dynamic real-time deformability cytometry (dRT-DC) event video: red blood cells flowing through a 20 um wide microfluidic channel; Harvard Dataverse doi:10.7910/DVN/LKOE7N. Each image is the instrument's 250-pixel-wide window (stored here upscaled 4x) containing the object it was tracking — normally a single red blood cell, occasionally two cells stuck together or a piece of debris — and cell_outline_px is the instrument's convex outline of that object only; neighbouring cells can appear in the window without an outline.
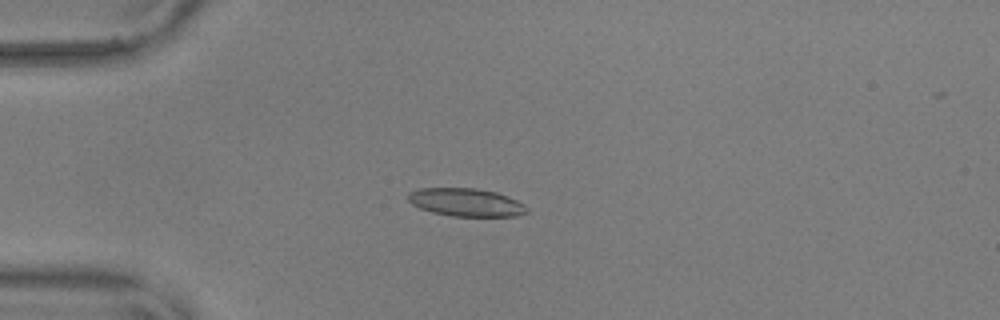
{"species": "common noctule bat (a hibernating species)", "species_latin": "Nyctalus noctula", "temperature_condition": "warm", "stored_images_in_passage": 57, "camera_frame_rate_fps": 3000, "um_per_image_px": 0.085, "animal": {"sex": "male", "body_mass_g": 17.9, "forearm_length_mm": 54.2}, "frame": {"image": 1, "passage_image": 16, "time_ms": 5.0, "image_size_px": [1000, 320], "cell_outline_px": [[528, 212], [516, 216], [452, 216], [432, 212], [420, 208], [412, 204], [408, 200], [408, 192], [420, 188], [476, 188], [496, 192], [508, 196], [524, 204], [528, 208]], "centroid_in_image_um": [39.61, 17.19], "position_along_channel_um": 45.4, "area_um2": 19.42}}
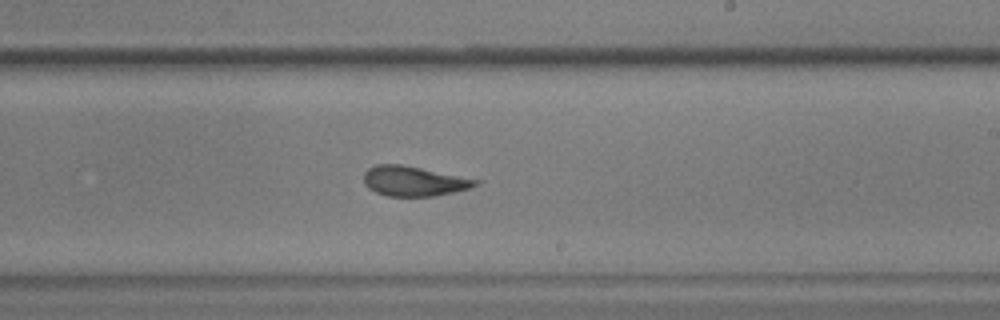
{"frame": {"image": 2, "passage_image": 35, "time_ms": 11.333, "image_size_px": [1000, 320], "cell_outline_px": [[484, 180], [480, 184], [472, 188], [432, 196], [388, 196], [376, 192], [368, 188], [364, 184], [364, 172], [368, 168], [376, 164], [400, 164]], "centroid_in_image_um": [35.22, 15.39], "position_along_channel_um": 253.8, "area_um2": 19.65}}
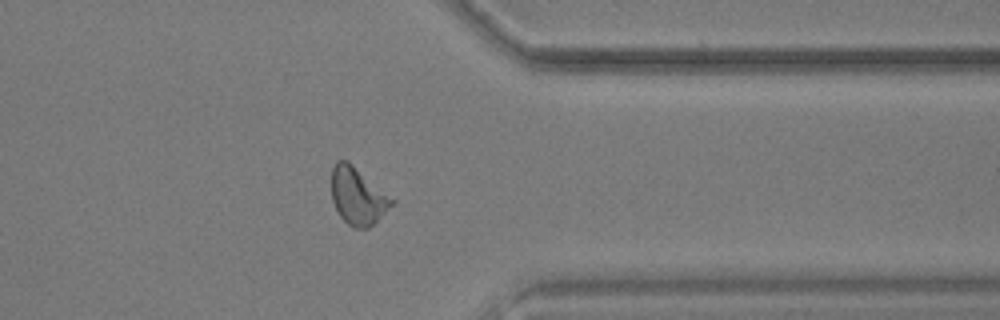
{"frame": {"image": 3, "passage_image": 46, "time_ms": 15.0, "image_size_px": [1000, 320], "cell_outline_px": [[396, 200], [368, 228], [352, 228], [340, 216], [332, 200], [332, 168], [336, 160], [344, 160]], "centroid_in_image_um": [30.38, 16.69], "position_along_channel_um": 381.0, "area_um2": 19.31}, "authors_computed_cell_mechanics": {"area_um2": 20.1722, "velocity_mm_per_s": 3.6398, "shape_relaxation_time_tau1_ms": null, "shape_relaxation_time_tau2_ms": 1.5847, "deformation_change_tau1": null, "deformation_change_tau2": 0.0986}}